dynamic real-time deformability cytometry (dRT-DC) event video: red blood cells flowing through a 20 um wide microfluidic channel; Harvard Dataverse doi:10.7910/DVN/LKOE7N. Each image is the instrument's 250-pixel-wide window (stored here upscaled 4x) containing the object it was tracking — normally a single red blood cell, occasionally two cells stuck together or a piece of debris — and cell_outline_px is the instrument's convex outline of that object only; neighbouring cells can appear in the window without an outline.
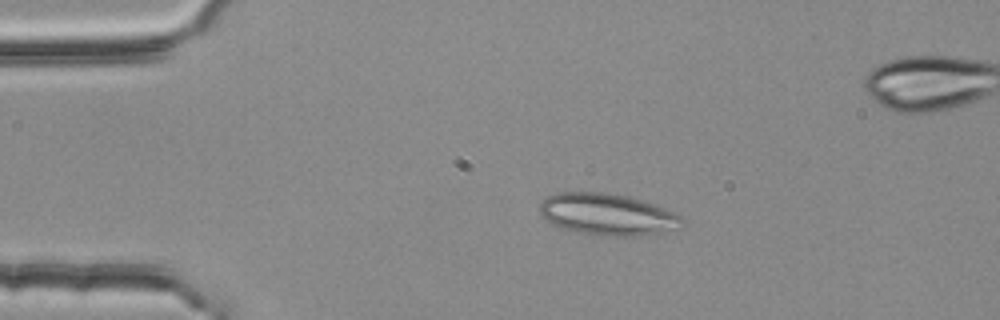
{"species": "common noctule bat (a hibernating species)", "species_latin": "Nyctalus noctula", "temperature_condition": "room temperature", "stored_images_in_passage": 4, "segment_of_instrument_passage": [1, 2], "camera_frame_rate_fps": 3000, "um_per_image_px": 0.085, "animal": {"sex": "female", "body_mass_g": 25.1}, "frame": {"image": 1, "passage_image": 2, "time_ms": 0.333, "image_size_px": [1000, 320], "cell_outline_px": [[684, 224], [680, 228], [640, 236], [604, 236], [576, 232], [552, 224], [540, 212], [540, 204], [544, 196], [556, 192], [608, 192], [628, 196], [676, 212], [684, 220]], "centroid_in_image_um": [51.63, 18.22], "position_along_channel_um": 33.4, "area_um2": 34.74}}